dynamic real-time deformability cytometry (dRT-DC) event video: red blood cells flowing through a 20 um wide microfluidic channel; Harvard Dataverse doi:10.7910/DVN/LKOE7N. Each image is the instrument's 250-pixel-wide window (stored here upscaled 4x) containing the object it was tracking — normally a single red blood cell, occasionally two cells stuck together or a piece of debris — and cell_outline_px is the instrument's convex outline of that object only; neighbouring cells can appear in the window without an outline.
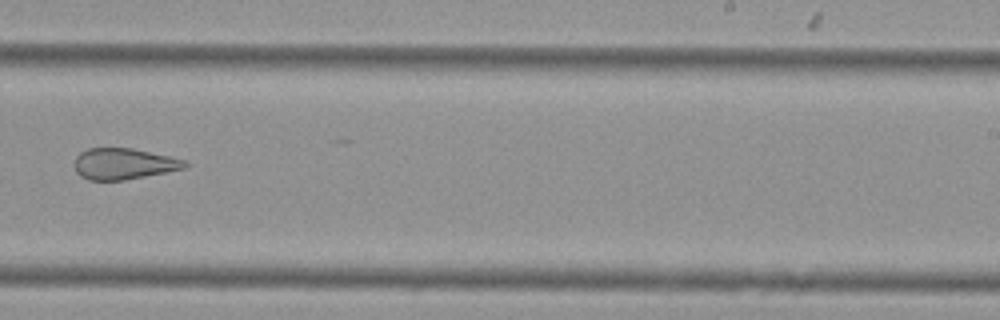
{"species": "Egyptian fruit bat (a non-hibernating species)", "species_latin": "Rousettus aegyptiacus", "temperature_condition": "cold", "stored_images_in_passage": 6, "camera_frame_rate_fps": 3000, "um_per_image_px": 0.085, "animal": {"sex": "female"}, "frame": {"image": 1, "passage_image": 6, "time_ms": 1.667, "image_size_px": [1000, 320], "cell_outline_px": [[188, 164], [184, 168], [124, 180], [88, 180], [80, 176], [76, 172], [72, 164], [76, 156], [80, 152], [88, 148], [132, 148], [168, 156], [184, 160]], "centroid_in_image_um": [10.43, 13.92], "position_along_channel_um": 278.6, "area_um2": 19.94}}